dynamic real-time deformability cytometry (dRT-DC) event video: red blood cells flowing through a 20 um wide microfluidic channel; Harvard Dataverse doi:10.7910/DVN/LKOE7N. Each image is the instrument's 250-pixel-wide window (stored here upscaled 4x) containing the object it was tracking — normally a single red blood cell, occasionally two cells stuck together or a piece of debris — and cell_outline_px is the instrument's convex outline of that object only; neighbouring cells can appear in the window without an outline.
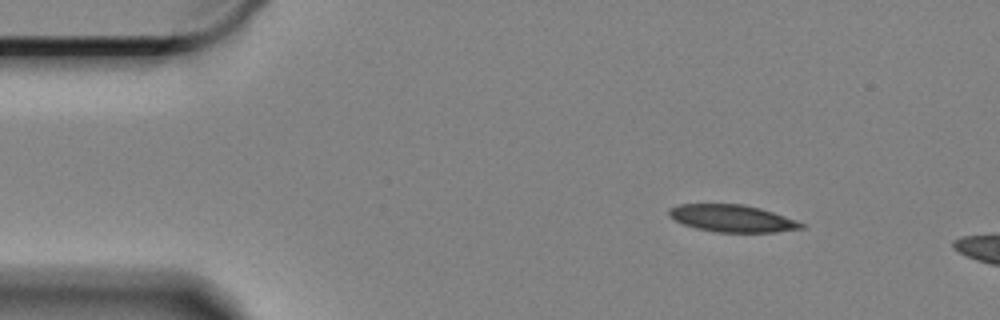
{"species": "Egyptian fruit bat (a non-hibernating species)", "species_latin": "Rousettus aegyptiacus", "temperature_condition": "cold", "stored_images_in_passage": 10, "camera_frame_rate_fps": 3000, "um_per_image_px": 0.085, "animal": {"sex": "female"}, "frame": {"image": 1, "passage_image": 1, "time_ms": 0.0, "image_size_px": [1000, 320], "cell_outline_px": [[804, 228], [776, 232], [716, 232], [696, 228], [684, 224], [668, 216], [668, 208], [680, 204], [744, 204], [760, 208], [784, 216], [804, 224]], "centroid_in_image_um": [62.2, 18.56], "position_along_channel_um": 22.8, "area_um2": 20.81}}
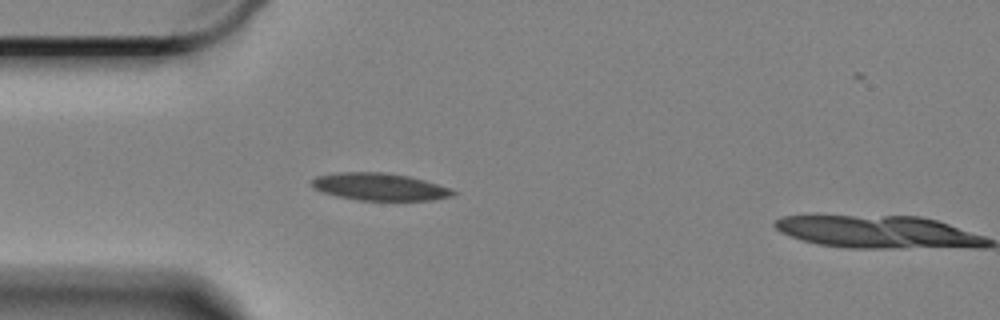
{"frame": {"image": 2, "passage_image": 9, "time_ms": 2.667, "image_size_px": [1000, 320], "cell_outline_px": [[456, 192], [452, 196], [432, 200], [356, 200], [336, 196], [320, 192], [312, 188], [312, 180], [316, 176], [340, 172], [384, 172], [408, 176], [424, 180], [448, 188]], "centroid_in_image_um": [32.2, 15.88], "position_along_channel_um": 52.8, "area_um2": 22.43}}